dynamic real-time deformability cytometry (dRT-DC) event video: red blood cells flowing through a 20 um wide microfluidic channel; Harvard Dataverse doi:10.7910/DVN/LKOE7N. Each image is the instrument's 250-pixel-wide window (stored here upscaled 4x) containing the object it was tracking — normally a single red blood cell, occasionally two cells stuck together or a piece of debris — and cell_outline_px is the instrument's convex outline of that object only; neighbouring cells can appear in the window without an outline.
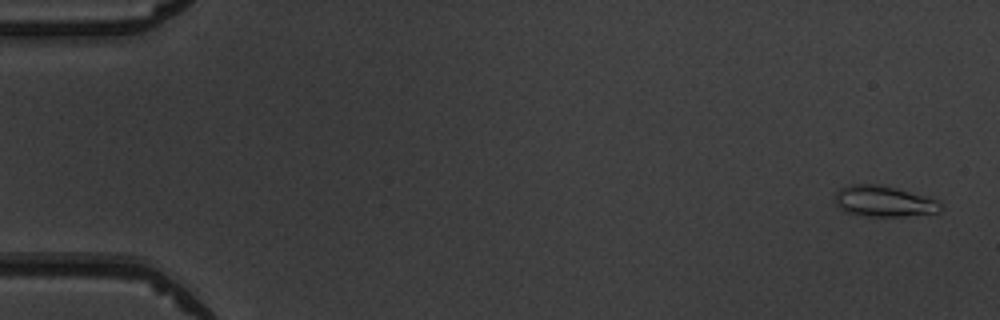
{"species": "common noctule bat (a hibernating species)", "species_latin": "Nyctalus noctula", "temperature_condition": "warm", "stored_images_in_passage": 5, "camera_frame_rate_fps": 3000, "um_per_image_px": 0.085, "animal": {"sex": "male", "body_mass_g": 19.5, "forearm_length_mm": 54.6}, "frame": {"image": 1, "passage_image": 1, "time_ms": 0.0, "image_size_px": [1000, 320], "cell_outline_px": [[944, 208], [940, 212], [904, 216], [868, 216], [844, 212], [832, 200], [836, 192], [840, 188], [852, 184], [880, 184], [896, 188], [940, 200]], "centroid_in_image_um": [75.13, 17.11], "position_along_channel_um": 9.9, "area_um2": 19.31}}
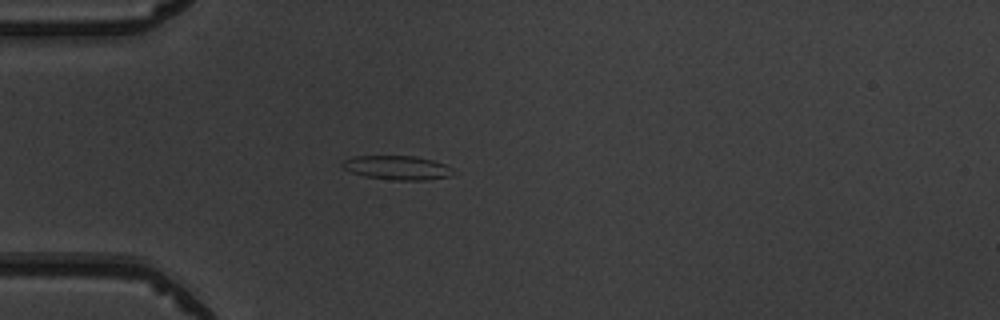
{"frame": {"image": 2, "passage_image": 5, "time_ms": 4.333, "image_size_px": [1000, 320], "cell_outline_px": [[452, 176], [424, 180], [396, 180], [364, 176], [352, 172], [344, 168], [340, 164], [344, 160], [352, 156], [416, 156], [432, 160], [444, 164], [452, 168]], "centroid_in_image_um": [33.75, 14.25], "position_along_channel_um": 51.2, "area_um2": 15.43}}